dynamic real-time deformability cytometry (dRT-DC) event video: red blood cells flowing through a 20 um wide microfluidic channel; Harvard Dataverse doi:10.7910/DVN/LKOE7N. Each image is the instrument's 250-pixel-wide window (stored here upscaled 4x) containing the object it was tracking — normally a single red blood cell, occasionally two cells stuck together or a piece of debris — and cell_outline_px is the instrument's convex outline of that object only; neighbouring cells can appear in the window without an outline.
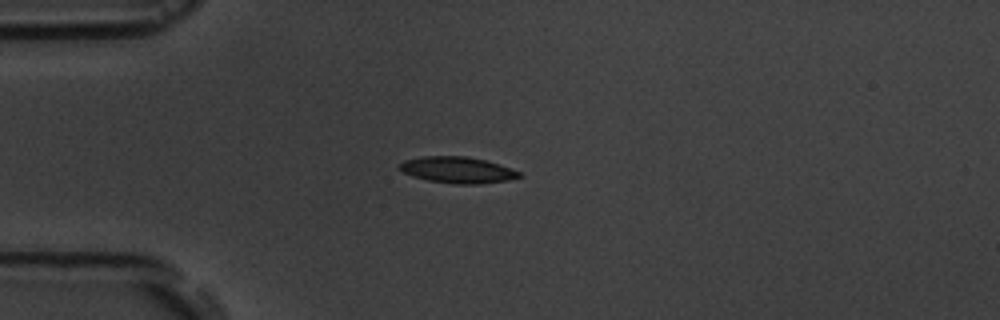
{"species": "common noctule bat (a hibernating species)", "species_latin": "Nyctalus noctula", "temperature_condition": "room temperature", "stored_images_in_passage": 16, "camera_frame_rate_fps": 3000, "um_per_image_px": 0.085, "animal": {"sex": "male", "body_mass_g": 19.5, "forearm_length_mm": 54.6}, "frame": {"image": 1, "passage_image": 4, "time_ms": 3.667, "image_size_px": [1000, 320], "cell_outline_px": [[524, 176], [508, 180], [480, 184], [452, 184], [428, 180], [412, 176], [396, 168], [404, 160], [424, 156], [468, 156], [484, 160], [520, 172]], "centroid_in_image_um": [38.86, 14.45], "position_along_channel_um": 46.1, "area_um2": 18.26}}
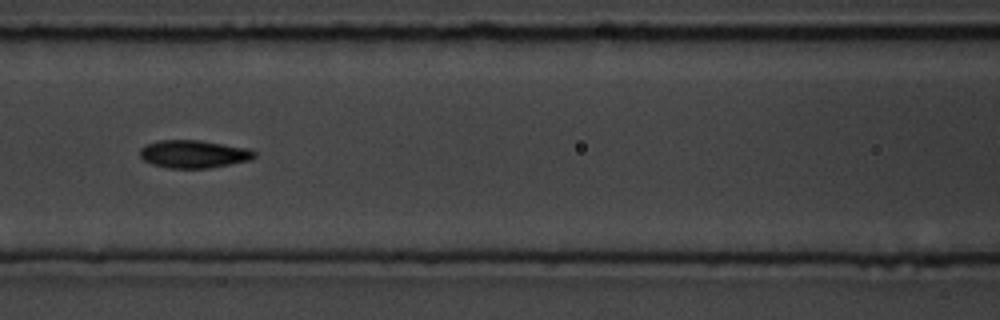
{"frame": {"image": 2, "passage_image": 7, "time_ms": 7.0, "image_size_px": [1000, 320], "cell_outline_px": [[256, 156], [248, 160], [208, 168], [168, 168], [152, 164], [144, 160], [140, 156], [140, 148], [148, 144], [160, 140], [200, 140], [252, 148], [256, 152]], "centroid_in_image_um": [16.49, 13.08], "position_along_channel_um": 150.1, "area_um2": 18.55}}
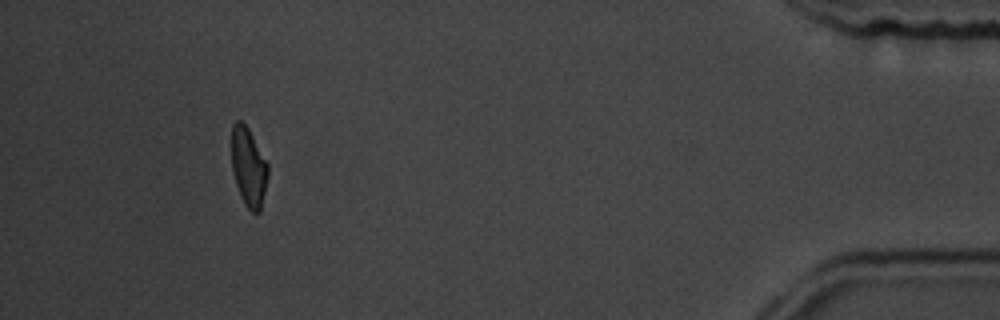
{"frame": {"image": 3, "passage_image": 15, "time_ms": 16.0, "image_size_px": [1000, 320], "cell_outline_px": [[268, 176], [260, 212], [252, 212], [244, 204], [240, 196], [232, 172], [232, 124], [236, 120], [240, 120], [248, 128], [268, 164]], "centroid_in_image_um": [21.12, 14.21], "position_along_channel_um": 414.1, "area_um2": 16.65}, "authors_computed_cell_mechanics": {"area_um2": 17.8024, "velocity_mm_per_s": 3.6581, "shape_relaxation_time_tau1_ms": 3.7715, "shape_relaxation_time_tau2_ms": 1.9745, "deformation_change_tau1": 0.1192, "deformation_change_tau2": 0.0796}}